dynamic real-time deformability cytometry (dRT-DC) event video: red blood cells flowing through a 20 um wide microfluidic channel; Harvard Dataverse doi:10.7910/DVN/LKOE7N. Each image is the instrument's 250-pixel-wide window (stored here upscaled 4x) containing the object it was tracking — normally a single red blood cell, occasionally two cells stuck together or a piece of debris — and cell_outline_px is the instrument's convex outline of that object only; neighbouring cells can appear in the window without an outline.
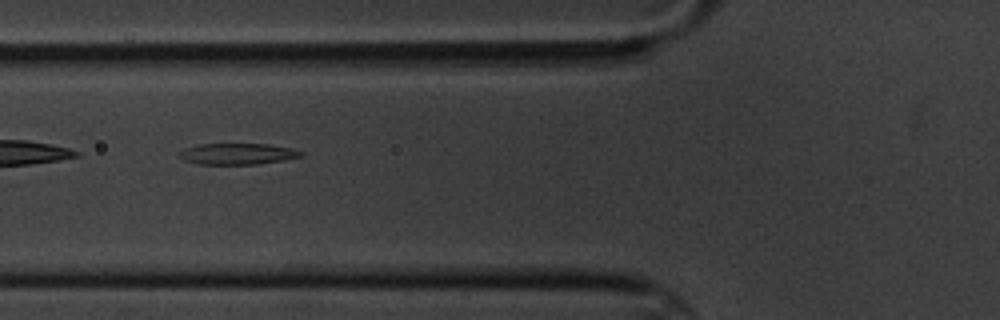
{"species": "common noctule bat (a hibernating species)", "species_latin": "Nyctalus noctula", "temperature_condition": "cold", "stored_images_in_passage": 7, "camera_frame_rate_fps": 3000, "um_per_image_px": 0.085, "animal": {"sex": "male", "body_mass_g": 20.1, "forearm_length_mm": 53.5}, "frame": {"image": 1, "passage_image": 6, "time_ms": 6.0, "image_size_px": [1000, 320], "cell_outline_px": [[304, 156], [284, 160], [256, 164], [196, 164], [184, 160], [176, 152], [184, 148], [200, 144], [268, 144], [288, 148], [304, 152]], "centroid_in_image_um": [20.15, 13.08], "position_along_channel_um": 105.6, "area_um2": 15.03}}